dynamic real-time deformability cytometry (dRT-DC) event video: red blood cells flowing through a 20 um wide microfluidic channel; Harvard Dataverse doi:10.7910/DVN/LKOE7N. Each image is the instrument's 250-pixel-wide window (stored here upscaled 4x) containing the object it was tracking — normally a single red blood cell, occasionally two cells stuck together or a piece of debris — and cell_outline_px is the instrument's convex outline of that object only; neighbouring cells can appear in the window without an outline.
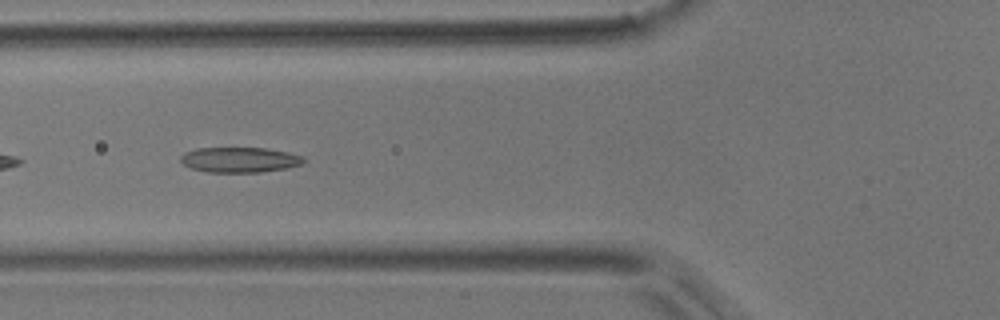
{"species": "common noctule bat (a hibernating species)", "species_latin": "Nyctalus noctula", "temperature_condition": "room temperature", "stored_images_in_passage": 9, "camera_frame_rate_fps": 3000, "um_per_image_px": 0.085, "animal": {"sex": "male", "body_mass_g": 17.9}, "frame": {"image": 1, "passage_image": 6, "time_ms": 5.667, "image_size_px": [1000, 320], "cell_outline_px": [[308, 160], [304, 164], [288, 168], [260, 172], [208, 172], [192, 168], [184, 164], [180, 160], [180, 156], [184, 152], [196, 148], [264, 148], [288, 152], [304, 156]], "centroid_in_image_um": [20.43, 13.58], "position_along_channel_um": 105.4, "area_um2": 18.26}}
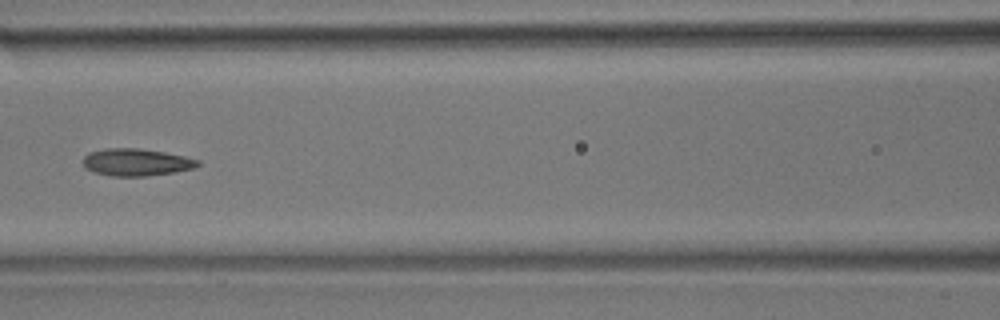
{"frame": {"image": 2, "passage_image": 7, "time_ms": 7.0, "image_size_px": [1000, 320], "cell_outline_px": [[200, 164], [192, 168], [172, 172], [144, 176], [112, 176], [96, 172], [84, 168], [84, 156], [88, 152], [104, 148], [140, 148], [164, 152], [184, 156], [200, 160]], "centroid_in_image_um": [11.56, 13.77], "position_along_channel_um": 155.0, "area_um2": 18.09}}
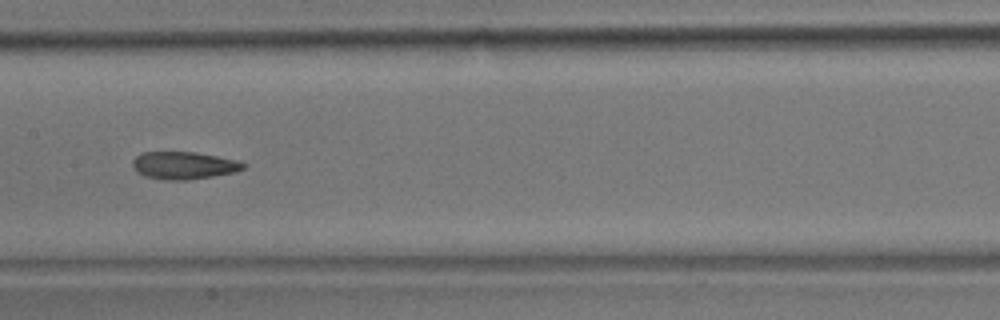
{"frame": {"image": 3, "passage_image": 8, "time_ms": 8.0, "image_size_px": [1000, 320], "cell_outline_px": [[248, 164], [244, 168], [236, 172], [188, 180], [168, 180], [144, 176], [136, 172], [132, 168], [132, 160], [140, 152], [196, 152], [236, 160]], "centroid_in_image_um": [15.59, 14.06], "position_along_channel_um": 191.8, "area_um2": 17.86}}